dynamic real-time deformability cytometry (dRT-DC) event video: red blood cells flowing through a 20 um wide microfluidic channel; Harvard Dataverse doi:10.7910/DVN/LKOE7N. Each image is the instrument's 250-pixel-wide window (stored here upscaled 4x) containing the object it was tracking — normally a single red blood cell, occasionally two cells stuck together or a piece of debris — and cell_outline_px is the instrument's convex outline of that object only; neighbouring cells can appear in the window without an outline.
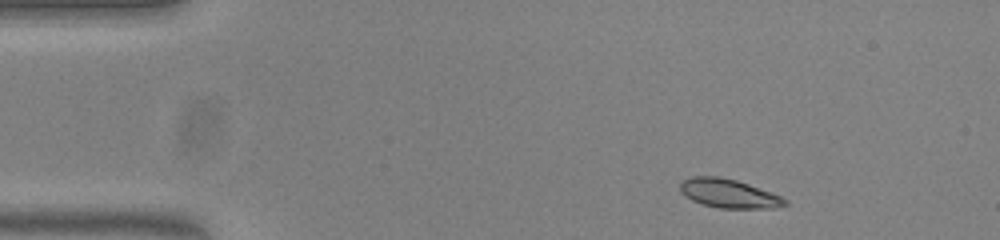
{"species": "common noctule bat (a hibernating species)", "species_latin": "Nyctalus noctula", "temperature_condition": "warm", "stored_images_in_passage": 49, "camera_frame_rate_fps": 3000, "um_per_image_px": 0.085, "animal": {"sex": "female", "body_mass_g": 23.0, "forearm_length_mm": 53.4}, "frame": {"image": 1, "passage_image": 3, "time_ms": 0.667, "image_size_px": [1000, 240], "cell_outline_px": [[788, 204], [776, 208], [720, 208], [704, 204], [692, 200], [680, 192], [680, 184], [684, 180], [692, 176], [720, 176], [736, 180], [748, 184], [780, 196], [788, 200]], "centroid_in_image_um": [61.95, 16.44], "position_along_channel_um": 23.1, "area_um2": 17.46}}
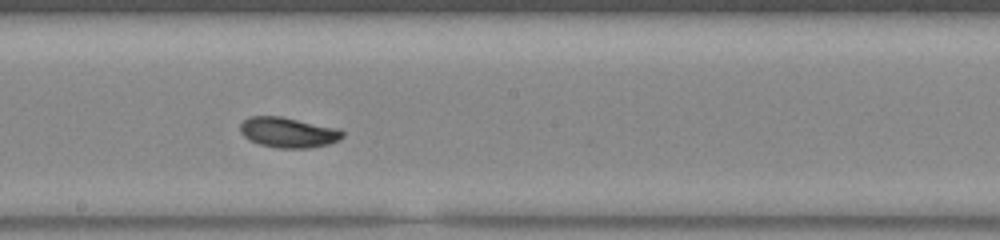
{"frame": {"image": 2, "passage_image": 25, "time_ms": 8.0, "image_size_px": [1000, 240], "cell_outline_px": [[344, 136], [328, 144], [308, 148], [276, 148], [260, 144], [248, 140], [240, 132], [240, 124], [248, 116], [280, 116], [340, 128], [344, 132]], "centroid_in_image_um": [24.48, 11.25], "position_along_channel_um": 223.7, "area_um2": 18.15}}
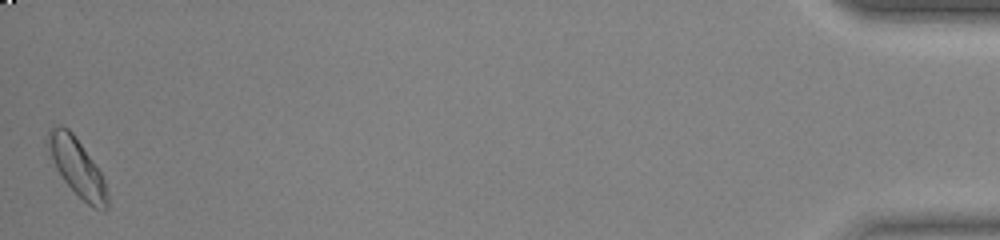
{"frame": {"image": 3, "passage_image": 49, "time_ms": 16.0, "image_size_px": [1000, 240], "cell_outline_px": [[108, 208], [104, 212], [92, 208], [64, 180], [56, 168], [52, 160], [44, 140], [52, 124], [60, 124], [68, 128], [72, 132], [100, 172], [104, 180], [108, 192]], "centroid_in_image_um": [6.53, 14.19], "position_along_channel_um": 428.7, "area_um2": 19.94}, "authors_computed_cell_mechanics": {"area_um2": 17.7446, "velocity_mm_per_s": 3.7854, "shape_relaxation_time_tau1_ms": 3.3889, "shape_relaxation_time_tau2_ms": 6.7056, "deformation_change_tau1": 0.0975, "deformation_change_tau2": 0.0721}}